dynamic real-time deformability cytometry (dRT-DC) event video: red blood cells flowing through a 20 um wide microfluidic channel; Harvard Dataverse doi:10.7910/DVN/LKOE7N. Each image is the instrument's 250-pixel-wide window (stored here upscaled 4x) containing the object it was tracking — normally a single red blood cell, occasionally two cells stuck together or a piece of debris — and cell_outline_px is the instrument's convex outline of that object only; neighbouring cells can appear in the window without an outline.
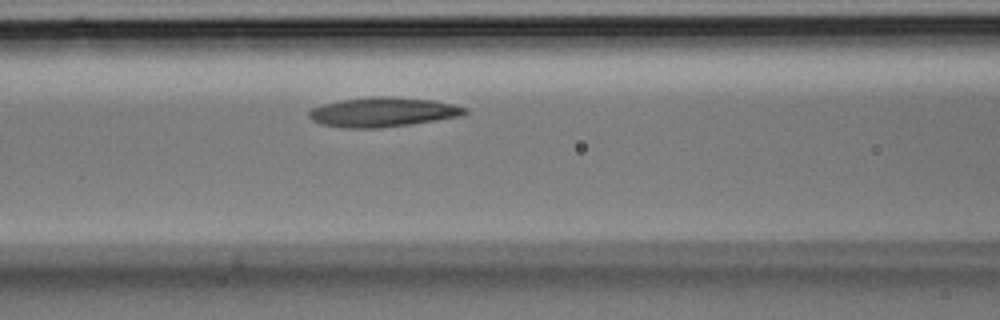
{"species": "Egyptian fruit bat (a non-hibernating species)", "species_latin": "Rousettus aegyptiacus", "temperature_condition": "room temperature", "stored_images_in_passage": 23, "camera_frame_rate_fps": 3000, "um_per_image_px": 0.085, "animal": {"sex": "male"}, "frame": {"image": 1, "passage_image": 8, "time_ms": 2.333, "image_size_px": [1000, 320], "cell_outline_px": [[468, 112], [460, 116], [412, 124], [380, 128], [344, 128], [320, 124], [312, 120], [308, 116], [308, 112], [312, 108], [324, 104], [340, 100], [372, 96], [388, 96], [432, 100], [452, 104], [468, 108]], "centroid_in_image_um": [32.52, 9.53], "position_along_channel_um": 134.1, "area_um2": 26.88}}
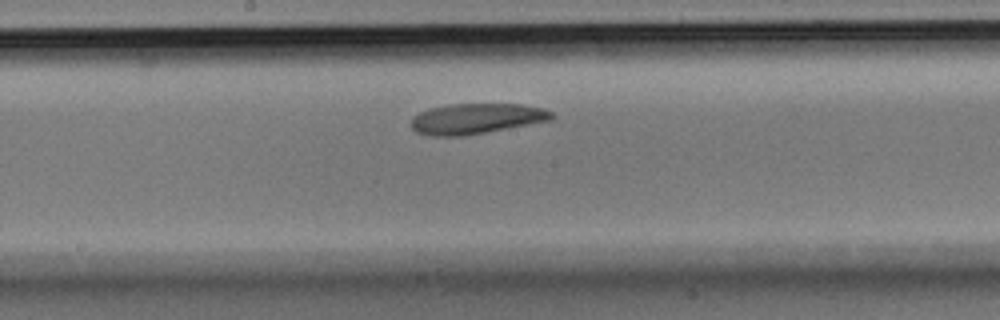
{"frame": {"image": 2, "passage_image": 12, "time_ms": 3.667, "image_size_px": [1000, 320], "cell_outline_px": [[556, 116], [552, 120], [464, 136], [432, 136], [416, 132], [412, 128], [412, 116], [420, 112], [432, 108], [448, 104], [520, 104], [544, 108], [552, 112]], "centroid_in_image_um": [40.51, 10.08], "position_along_channel_um": 207.7, "area_um2": 24.97}}
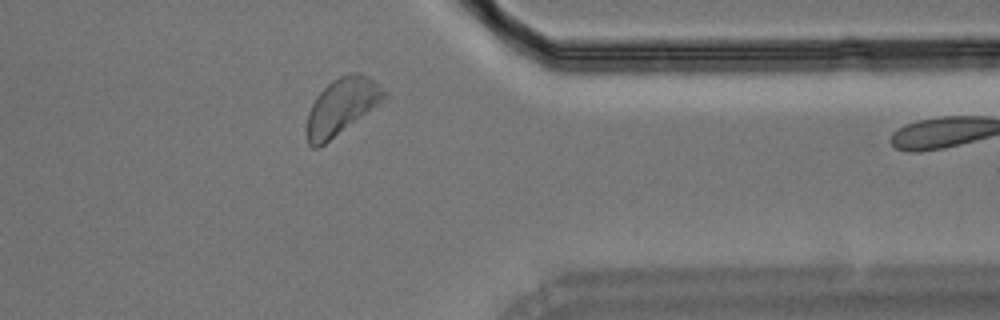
{"frame": {"image": 3, "passage_image": 22, "time_ms": 7.0, "image_size_px": [1000, 320], "cell_outline_px": [[388, 100], [320, 148], [312, 148], [308, 144], [308, 112], [316, 96], [332, 80], [340, 76], [352, 72], [360, 72], [368, 76], [380, 84], [388, 92]], "centroid_in_image_um": [29.13, 9.05], "position_along_channel_um": 382.3, "area_um2": 26.13}}